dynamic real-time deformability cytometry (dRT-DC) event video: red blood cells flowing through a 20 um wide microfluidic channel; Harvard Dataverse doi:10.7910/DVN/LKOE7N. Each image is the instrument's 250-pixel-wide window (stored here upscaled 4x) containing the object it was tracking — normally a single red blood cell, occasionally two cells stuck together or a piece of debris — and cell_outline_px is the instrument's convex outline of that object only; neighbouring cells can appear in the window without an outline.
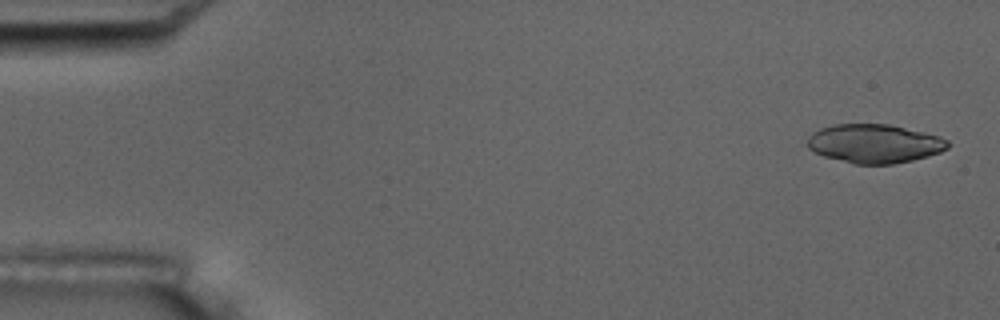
{"species": "common noctule bat (a hibernating species)", "species_latin": "Nyctalus noctula", "temperature_condition": "room temperature", "stored_images_in_passage": 5, "camera_frame_rate_fps": 3000, "um_per_image_px": 0.085, "animal": {"sex": "male", "body_mass_g": 17.5, "forearm_length_mm": 52.3}, "frame": {"image": 1, "passage_image": 1, "time_ms": 0.0, "image_size_px": [1000, 320], "cell_outline_px": [[952, 144], [948, 148], [940, 152], [928, 156], [912, 160], [892, 164], [856, 164], [824, 156], [808, 148], [808, 136], [812, 132], [820, 128], [832, 124], [888, 124], [924, 132], [940, 136], [948, 140]], "centroid_in_image_um": [74.35, 12.2], "position_along_channel_um": 10.7, "area_um2": 31.79}}